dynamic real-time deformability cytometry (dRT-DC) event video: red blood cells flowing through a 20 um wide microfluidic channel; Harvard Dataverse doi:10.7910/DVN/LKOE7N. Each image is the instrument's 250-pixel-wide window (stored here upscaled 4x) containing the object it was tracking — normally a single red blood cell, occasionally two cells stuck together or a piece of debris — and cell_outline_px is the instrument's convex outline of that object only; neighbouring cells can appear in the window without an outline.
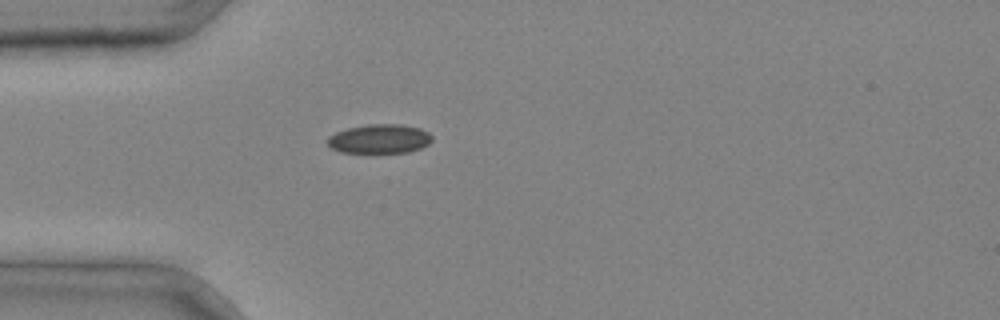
{"species": "common noctule bat (a hibernating species)", "species_latin": "Nyctalus noctula", "temperature_condition": "cold", "stored_images_in_passage": 2, "camera_frame_rate_fps": 3000, "um_per_image_px": 0.085, "animal": {"sex": "male", "body_mass_g": 20.4}, "frame": {"image": 1, "passage_image": 2, "time_ms": 0.333, "image_size_px": [1000, 320], "cell_outline_px": [[432, 140], [428, 144], [420, 148], [408, 152], [340, 152], [332, 148], [328, 144], [328, 136], [336, 132], [348, 128], [368, 124], [400, 124], [420, 128], [428, 132], [432, 136]], "centroid_in_image_um": [32.27, 11.79], "position_along_channel_um": 52.7, "area_um2": 17.63}}